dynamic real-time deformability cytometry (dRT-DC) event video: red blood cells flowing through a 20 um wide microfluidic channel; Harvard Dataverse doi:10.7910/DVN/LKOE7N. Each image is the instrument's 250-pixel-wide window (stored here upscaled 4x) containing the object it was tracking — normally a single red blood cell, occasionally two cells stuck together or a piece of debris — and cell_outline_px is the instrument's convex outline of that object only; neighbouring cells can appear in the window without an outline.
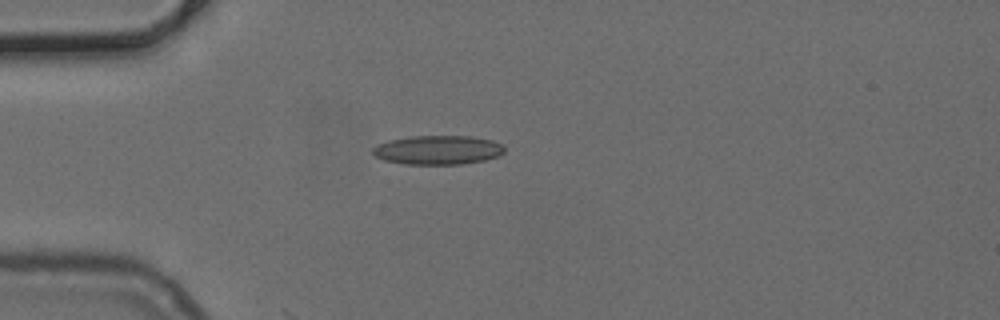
{"species": "common noctule bat (a hibernating species)", "species_latin": "Nyctalus noctula", "temperature_condition": "cold", "stored_images_in_passage": 33, "camera_frame_rate_fps": 3000, "um_per_image_px": 0.085, "animal": {"sex": "female", "body_mass_g": 24.6, "forearm_length_mm": 56.2}, "frame": {"image": 1, "passage_image": 1, "time_ms": 0.0, "image_size_px": [1000, 320], "cell_outline_px": [[504, 152], [496, 156], [484, 160], [460, 164], [404, 164], [384, 160], [376, 156], [372, 152], [372, 148], [388, 140], [412, 136], [472, 136], [492, 140], [504, 144]], "centroid_in_image_um": [37.23, 12.74], "position_along_channel_um": 47.8, "area_um2": 22.25}}
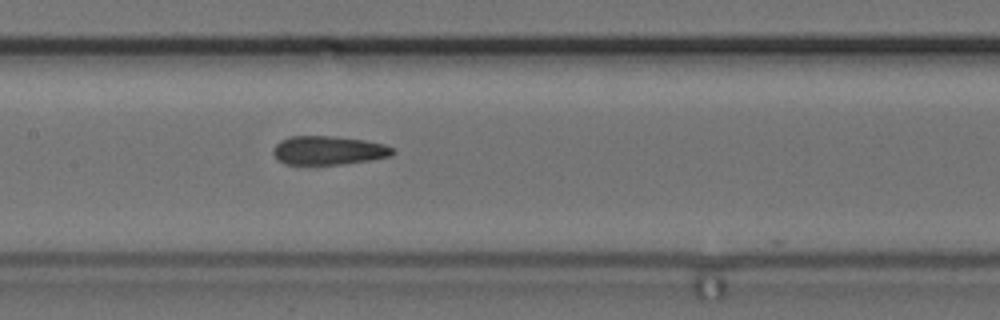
{"frame": {"image": 2, "passage_image": 12, "time_ms": 3.667, "image_size_px": [1000, 320], "cell_outline_px": [[396, 152], [392, 156], [344, 164], [284, 164], [276, 160], [272, 152], [272, 148], [280, 140], [292, 136], [336, 136], [364, 140], [384, 144], [396, 148]], "centroid_in_image_um": [27.92, 12.78], "position_along_channel_um": 179.5, "area_um2": 20.29}}
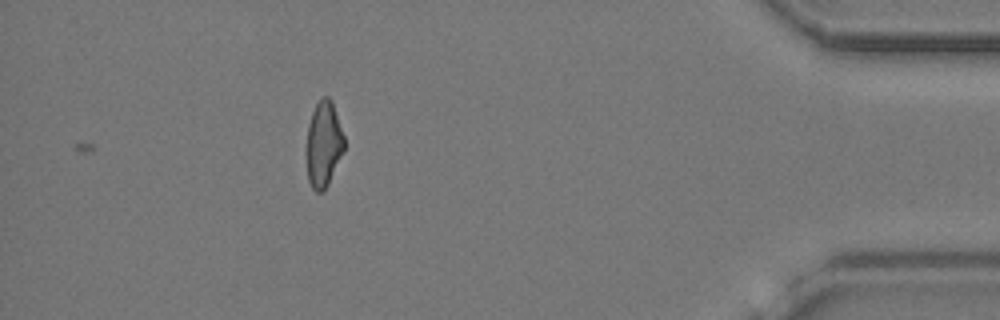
{"frame": {"image": 3, "passage_image": 33, "time_ms": 10.667, "image_size_px": [1000, 320], "cell_outline_px": [[344, 152], [324, 192], [316, 192], [312, 188], [308, 180], [304, 148], [308, 124], [312, 112], [316, 104], [324, 96], [328, 96], [332, 100], [344, 136]], "centroid_in_image_um": [27.47, 12.28], "position_along_channel_um": 407.7, "area_um2": 19.42}}